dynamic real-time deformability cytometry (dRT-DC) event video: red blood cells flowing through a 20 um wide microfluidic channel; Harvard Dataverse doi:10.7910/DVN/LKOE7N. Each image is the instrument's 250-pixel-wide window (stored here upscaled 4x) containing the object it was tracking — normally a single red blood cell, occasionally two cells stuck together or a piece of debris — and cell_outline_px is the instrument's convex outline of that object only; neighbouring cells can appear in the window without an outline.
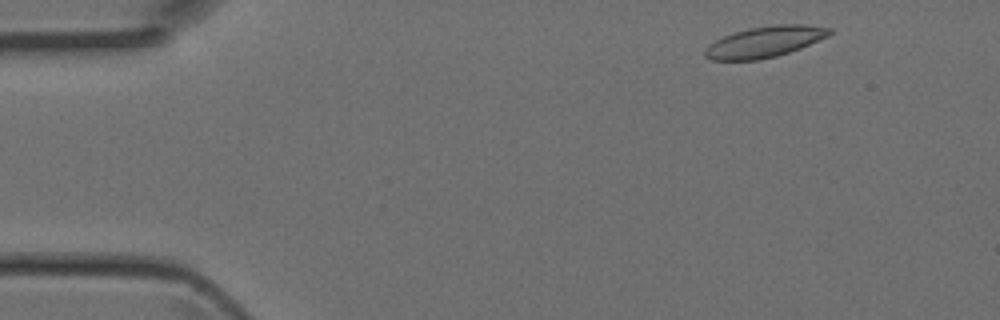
{"species": "Egyptian fruit bat (a non-hibernating species)", "species_latin": "Rousettus aegyptiacus", "temperature_condition": "room temperature", "stored_images_in_passage": 3, "camera_frame_rate_fps": 3000, "um_per_image_px": 0.085, "animal": {"sex": "female"}, "frame": {"image": 1, "passage_image": 1, "time_ms": 0.0, "image_size_px": [1000, 320], "cell_outline_px": [[832, 32], [828, 36], [800, 48], [776, 56], [756, 60], [712, 60], [704, 56], [704, 52], [708, 44], [724, 36], [748, 28], [776, 24], [804, 24], [832, 28]], "centroid_in_image_um": [65.0, 3.55], "position_along_channel_um": 20.0, "area_um2": 22.37}}